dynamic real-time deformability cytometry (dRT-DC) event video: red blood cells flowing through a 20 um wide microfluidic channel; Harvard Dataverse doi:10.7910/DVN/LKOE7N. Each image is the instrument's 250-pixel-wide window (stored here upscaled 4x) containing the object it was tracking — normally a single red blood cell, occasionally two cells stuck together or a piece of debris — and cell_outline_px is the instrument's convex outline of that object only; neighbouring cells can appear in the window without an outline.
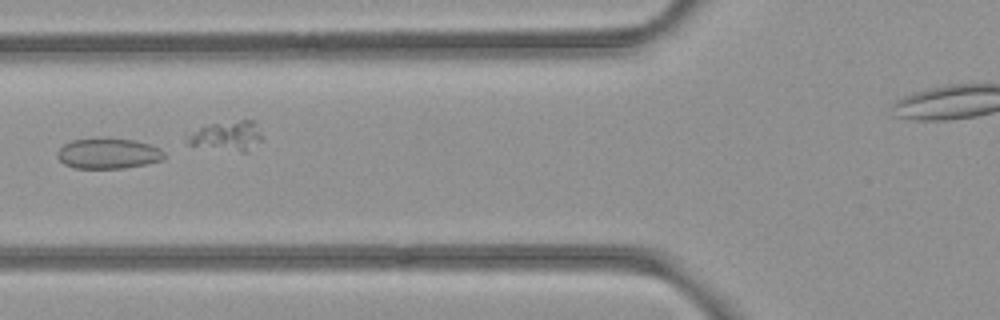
{"species": "common noctule bat (a hibernating species)", "species_latin": "Nyctalus noctula", "temperature_condition": "room temperature", "stored_images_in_passage": 10, "camera_frame_rate_fps": 3000, "um_per_image_px": 0.085, "animal": {"sex": "female", "body_mass_g": 21.9}, "frame": {"image": 1, "passage_image": 5, "time_ms": 1.333, "image_size_px": [1000, 320], "cell_outline_px": [[164, 156], [160, 160], [144, 164], [124, 168], [76, 168], [64, 164], [56, 156], [56, 152], [64, 144], [72, 140], [132, 140], [148, 144], [160, 148], [164, 152]], "centroid_in_image_um": [9.17, 13.07], "position_along_channel_um": 116.6, "area_um2": 18.32}}
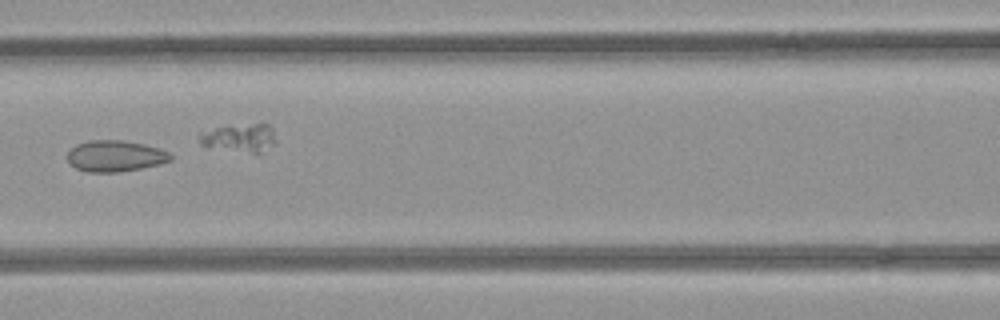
{"frame": {"image": 2, "passage_image": 6, "time_ms": 1.667, "image_size_px": [1000, 320], "cell_outline_px": [[172, 160], [160, 164], [140, 168], [116, 172], [88, 172], [76, 168], [68, 160], [68, 152], [76, 144], [88, 140], [124, 140], [144, 144], [160, 148], [168, 152], [172, 156]], "centroid_in_image_um": [9.81, 13.25], "position_along_channel_um": 156.8, "area_um2": 18.73}}
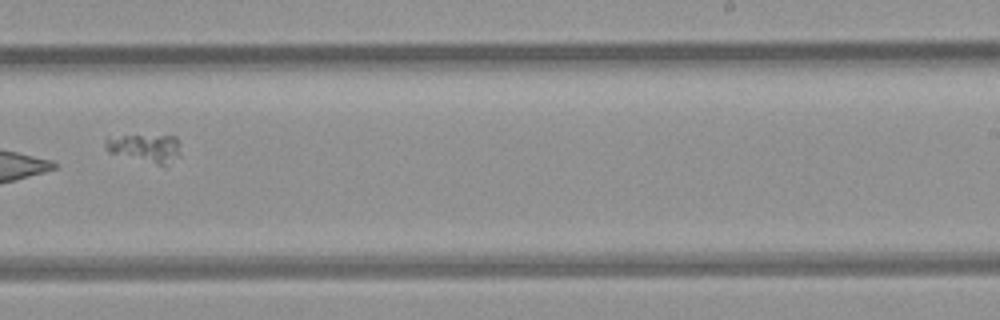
{"frame": {"image": 3, "passage_image": 9, "time_ms": 2.667, "image_size_px": [1000, 320], "cell_outline_px": [[180, 156], [164, 164], [156, 164], [108, 152], [104, 148], [104, 140], [108, 136], [176, 136], [180, 144]], "centroid_in_image_um": [12.31, 12.56], "position_along_channel_um": 276.7, "area_um2": 12.25}}